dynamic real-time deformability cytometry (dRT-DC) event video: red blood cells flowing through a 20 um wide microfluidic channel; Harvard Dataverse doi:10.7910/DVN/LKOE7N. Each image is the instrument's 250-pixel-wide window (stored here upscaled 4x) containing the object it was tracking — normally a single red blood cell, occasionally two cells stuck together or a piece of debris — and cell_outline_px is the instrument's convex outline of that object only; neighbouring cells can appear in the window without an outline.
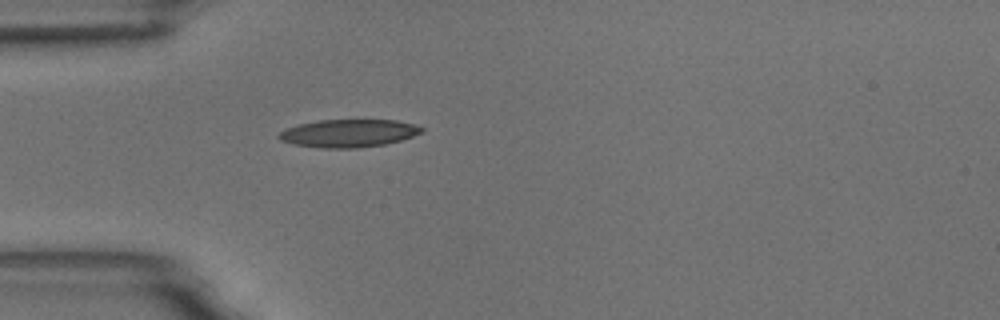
{"species": "common noctule bat (a hibernating species)", "species_latin": "Nyctalus noctula", "temperature_condition": "room temperature", "stored_images_in_passage": 1, "camera_frame_rate_fps": 3000, "um_per_image_px": 0.085, "animal": {"sex": "male", "body_mass_g": 18.8}, "frame": {"image": 1, "passage_image": 1, "time_ms": 0.0, "image_size_px": [1000, 320], "cell_outline_px": [[424, 132], [400, 140], [384, 144], [360, 148], [324, 148], [292, 144], [280, 140], [276, 136], [280, 132], [288, 128], [300, 124], [320, 120], [396, 120], [412, 124], [424, 128]], "centroid_in_image_um": [29.63, 11.33], "position_along_channel_um": 55.4, "area_um2": 23.0}}